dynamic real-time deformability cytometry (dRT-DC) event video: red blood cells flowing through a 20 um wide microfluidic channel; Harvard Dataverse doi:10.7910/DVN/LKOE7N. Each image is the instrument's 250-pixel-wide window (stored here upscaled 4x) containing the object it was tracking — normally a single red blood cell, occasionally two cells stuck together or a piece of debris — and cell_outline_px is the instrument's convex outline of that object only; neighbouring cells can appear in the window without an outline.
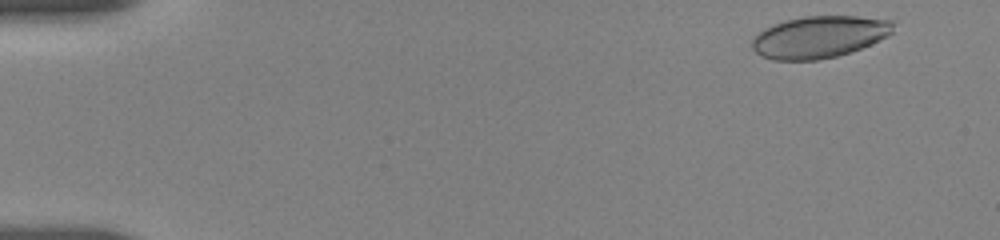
{"species": "human", "species_latin": "Homo sapiens", "temperature_condition": "room temperature", "stored_images_in_passage": 13, "camera_frame_rate_fps": 3000, "um_per_image_px": 0.085, "donor": {"sex": "female"}, "frame": {"image": 1, "passage_image": 1, "time_ms": 0.0, "image_size_px": [1000, 240], "cell_outline_px": [[892, 32], [888, 36], [852, 52], [836, 56], [816, 60], [772, 60], [760, 56], [752, 48], [752, 36], [764, 28], [772, 24], [804, 16], [856, 16], [892, 20]], "centroid_in_image_um": [69.59, 3.14], "position_along_channel_um": 15.4, "area_um2": 34.56}}
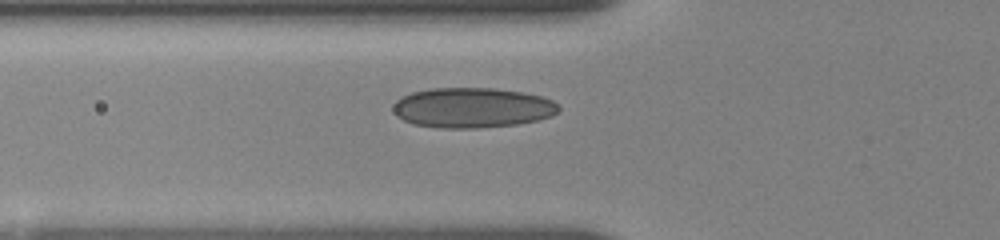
{"frame": {"image": 2, "passage_image": 8, "time_ms": 5.333, "image_size_px": [1000, 240], "cell_outline_px": [[560, 112], [552, 116], [536, 120], [516, 124], [476, 128], [440, 128], [412, 124], [396, 116], [392, 108], [396, 100], [412, 92], [432, 88], [496, 88], [524, 92], [540, 96], [552, 100], [560, 104]], "centroid_in_image_um": [40.17, 9.15], "position_along_channel_um": 85.6, "area_um2": 38.9}}
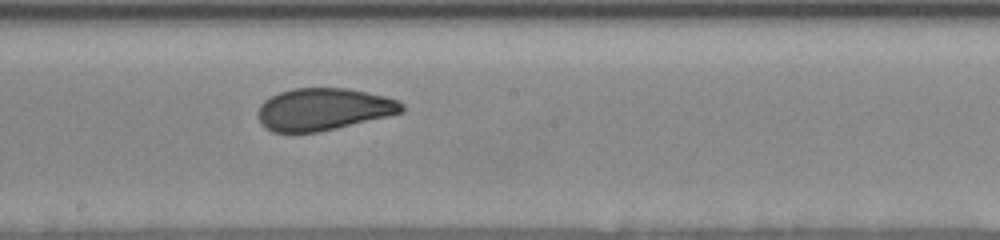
{"frame": {"image": 3, "passage_image": 13, "time_ms": 9.0, "image_size_px": [1000, 240], "cell_outline_px": [[404, 112], [388, 116], [336, 128], [316, 132], [272, 132], [264, 128], [260, 124], [256, 112], [260, 104], [264, 100], [280, 92], [292, 88], [344, 88], [384, 96], [396, 100], [404, 104]], "centroid_in_image_um": [27.44, 9.29], "position_along_channel_um": 220.8, "area_um2": 35.32}}